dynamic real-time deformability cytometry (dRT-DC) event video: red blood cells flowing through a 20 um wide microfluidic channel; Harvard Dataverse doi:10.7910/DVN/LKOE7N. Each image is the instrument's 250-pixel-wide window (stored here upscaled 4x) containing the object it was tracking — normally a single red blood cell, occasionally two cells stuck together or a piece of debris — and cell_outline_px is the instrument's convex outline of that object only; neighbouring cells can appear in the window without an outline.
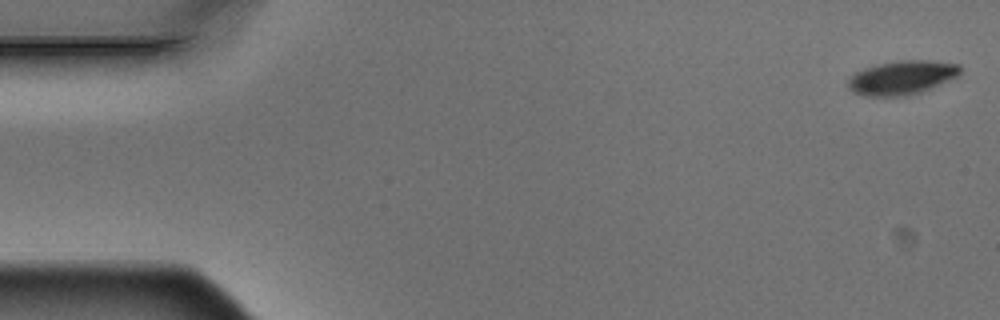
{"species": "Egyptian fruit bat (a non-hibernating species)", "species_latin": "Rousettus aegyptiacus", "temperature_condition": "warm", "stored_images_in_passage": 6, "camera_frame_rate_fps": 3000, "um_per_image_px": 0.085, "animal": {"sex": "male"}, "frame": {"image": 1, "passage_image": 1, "time_ms": 0.0, "image_size_px": [1000, 320], "cell_outline_px": [[960, 72], [956, 76], [948, 80], [920, 92], [908, 96], [864, 96], [852, 92], [848, 88], [848, 80], [856, 72], [864, 68], [880, 64], [900, 60], [928, 60], [960, 64]], "centroid_in_image_um": [76.63, 6.6], "position_along_channel_um": 8.4, "area_um2": 21.96}}
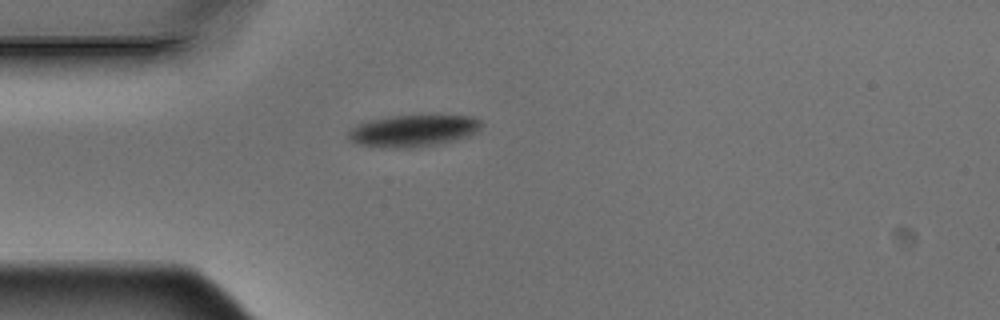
{"frame": {"image": 2, "passage_image": 5, "time_ms": 1.333, "image_size_px": [1000, 320], "cell_outline_px": [[484, 124], [480, 132], [468, 136], [436, 144], [408, 148], [388, 148], [356, 144], [348, 140], [348, 132], [356, 124], [368, 120], [392, 116], [472, 116], [480, 120]], "centroid_in_image_um": [35.12, 11.12], "position_along_channel_um": 49.9, "area_um2": 24.74}}